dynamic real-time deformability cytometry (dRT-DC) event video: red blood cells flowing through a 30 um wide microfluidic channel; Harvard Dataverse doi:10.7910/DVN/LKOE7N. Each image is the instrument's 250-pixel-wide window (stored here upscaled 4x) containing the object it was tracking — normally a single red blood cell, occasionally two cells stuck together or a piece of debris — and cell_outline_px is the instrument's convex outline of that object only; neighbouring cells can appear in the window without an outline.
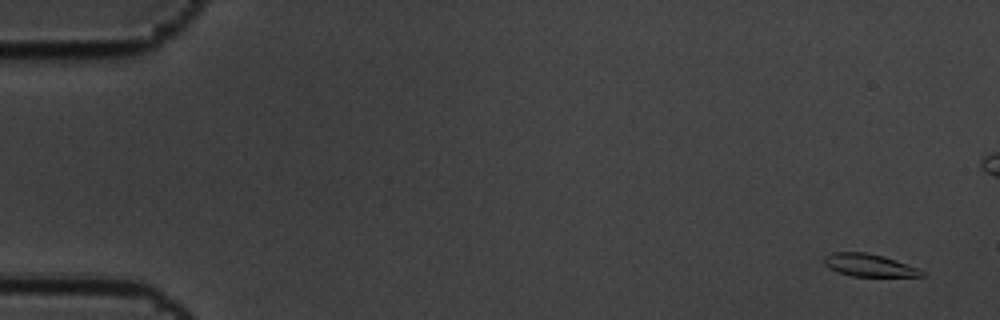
{"species": "common noctule bat (a hibernating species)", "species_latin": "Nyctalus noctula", "temperature_condition": "cold", "stored_images_in_passage": 5, "camera_frame_rate_fps": 3000, "um_per_image_px": 0.085, "animal": {"sex": "male", "body_mass_g": 19.5, "forearm_length_mm": 54.6}, "frame": {"image": 1, "passage_image": 1, "time_ms": 0.0, "image_size_px": [1000, 320], "cell_outline_px": [[924, 276], [852, 276], [828, 268], [824, 264], [824, 256], [832, 252], [864, 252], [884, 256], [896, 260], [916, 268], [924, 272]], "centroid_in_image_um": [73.82, 22.53], "position_along_channel_um": 11.2, "area_um2": 12.66}}